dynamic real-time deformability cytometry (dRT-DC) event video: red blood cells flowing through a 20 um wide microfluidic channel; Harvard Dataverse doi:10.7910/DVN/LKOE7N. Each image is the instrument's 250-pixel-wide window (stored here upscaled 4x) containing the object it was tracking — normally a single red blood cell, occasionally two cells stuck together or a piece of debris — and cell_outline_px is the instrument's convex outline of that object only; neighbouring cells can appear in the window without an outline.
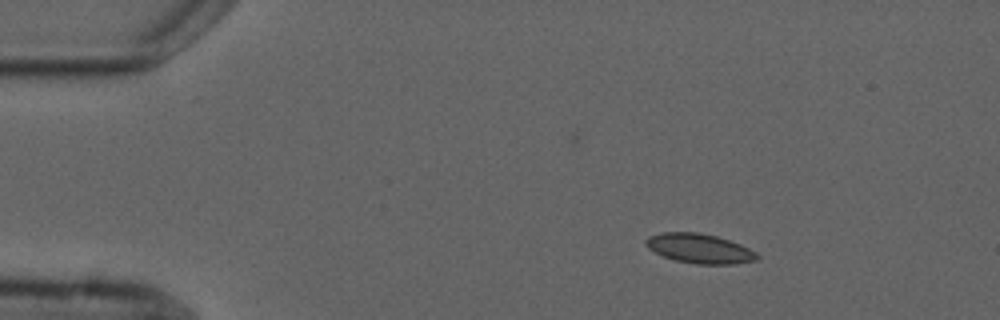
{"species": "common noctule bat (a hibernating species)", "species_latin": "Nyctalus noctula", "temperature_condition": "cold", "stored_images_in_passage": 5, "camera_frame_rate_fps": 3000, "um_per_image_px": 0.085, "animal": {"sex": "male", "forearm_length_mm": 52.5}, "frame": {"image": 1, "passage_image": 1, "time_ms": 0.0, "image_size_px": [1000, 320], "cell_outline_px": [[760, 256], [756, 260], [736, 264], [696, 264], [676, 260], [664, 256], [648, 248], [644, 244], [644, 240], [648, 236], [660, 232], [696, 232], [716, 236], [740, 244], [756, 252]], "centroid_in_image_um": [59.44, 21.12], "position_along_channel_um": 25.6, "area_um2": 19.13}}
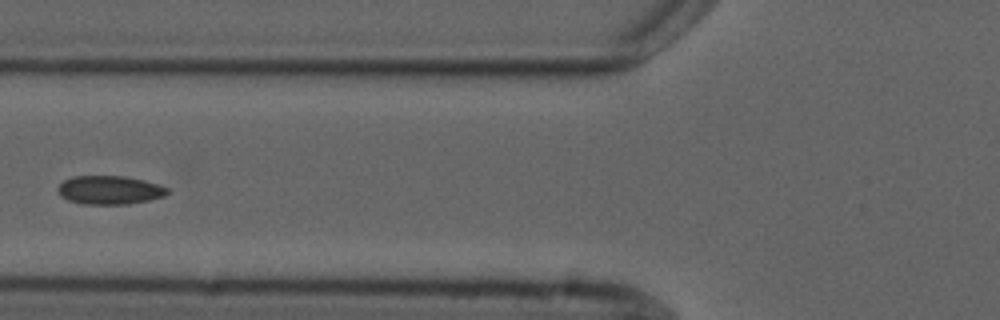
{"frame": {"image": 2, "passage_image": 4, "time_ms": 4.333, "image_size_px": [1000, 320], "cell_outline_px": [[168, 192], [164, 196], [148, 200], [128, 204], [84, 204], [68, 200], [60, 196], [56, 188], [64, 180], [72, 176], [124, 176], [144, 180], [168, 188]], "centroid_in_image_um": [9.28, 16.15], "position_along_channel_um": 116.5, "area_um2": 18.21}}
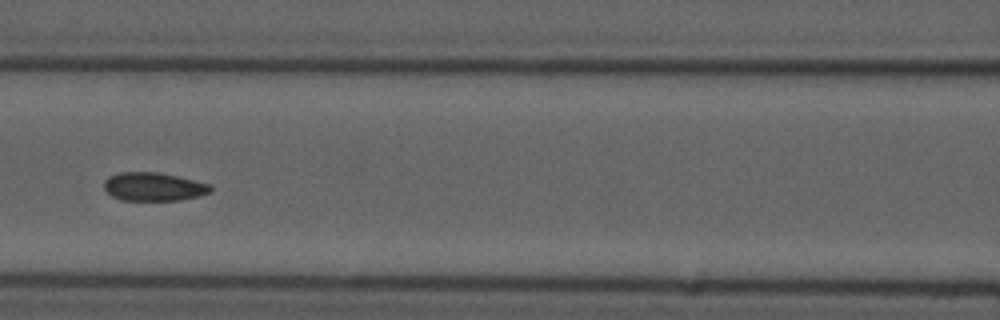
{"frame": {"image": 3, "passage_image": 5, "time_ms": 5.333, "image_size_px": [1000, 320], "cell_outline_px": [[212, 192], [200, 196], [180, 200], [120, 200], [112, 196], [104, 188], [104, 180], [108, 176], [120, 172], [156, 172], [176, 176], [208, 184], [212, 188]], "centroid_in_image_um": [13.03, 15.87], "position_along_channel_um": 153.6, "area_um2": 17.57}}